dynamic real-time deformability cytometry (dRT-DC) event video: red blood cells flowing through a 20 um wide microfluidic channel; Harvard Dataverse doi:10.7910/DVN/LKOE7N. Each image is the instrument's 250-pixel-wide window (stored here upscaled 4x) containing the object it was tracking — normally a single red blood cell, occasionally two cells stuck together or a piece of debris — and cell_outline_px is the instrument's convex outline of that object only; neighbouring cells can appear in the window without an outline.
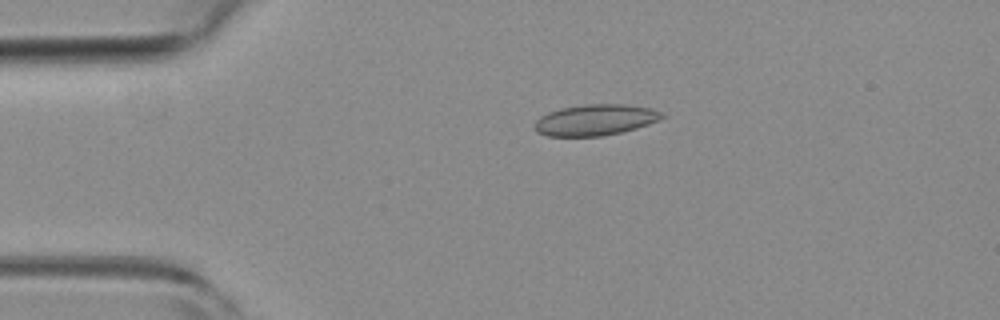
{"species": "common noctule bat (a hibernating species)", "species_latin": "Nyctalus noctula", "temperature_condition": "room temperature", "stored_images_in_passage": 5, "camera_frame_rate_fps": 3000, "um_per_image_px": 0.085, "animal": {"sex": "female", "body_mass_g": 19.3, "forearm_length_mm": 54.1}, "frame": {"image": 1, "passage_image": 4, "time_ms": 1.0, "image_size_px": [1000, 320], "cell_outline_px": [[664, 116], [648, 124], [636, 128], [604, 136], [548, 136], [536, 132], [536, 120], [540, 116], [548, 112], [560, 108], [584, 104], [624, 104], [652, 108], [664, 112]], "centroid_in_image_um": [50.6, 10.18], "position_along_channel_um": 34.4, "area_um2": 23.0}}